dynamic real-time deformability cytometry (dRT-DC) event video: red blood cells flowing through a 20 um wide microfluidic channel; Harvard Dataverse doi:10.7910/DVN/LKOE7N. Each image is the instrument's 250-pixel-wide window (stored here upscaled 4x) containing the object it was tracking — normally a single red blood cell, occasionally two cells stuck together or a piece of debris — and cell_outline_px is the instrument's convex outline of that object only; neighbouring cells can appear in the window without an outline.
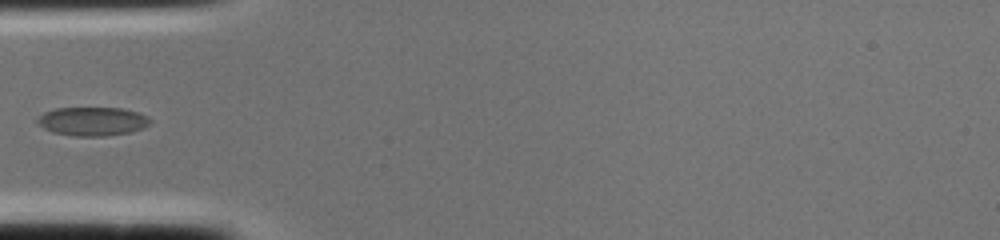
{"species": "common noctule bat (a hibernating species)", "species_latin": "Nyctalus noctula", "temperature_condition": "cold", "stored_images_in_passage": 2, "camera_frame_rate_fps": 3000, "um_per_image_px": 0.085, "animal": {"sex": "female", "body_mass_g": 22.0, "forearm_length_mm": 56.7}, "frame": {"image": 1, "passage_image": 2, "time_ms": 0.333, "image_size_px": [1000, 240], "cell_outline_px": [[152, 120], [144, 128], [132, 132], [104, 136], [76, 136], [52, 132], [44, 128], [36, 120], [44, 112], [56, 108], [120, 108], [140, 112], [148, 116]], "centroid_in_image_um": [7.91, 10.31], "position_along_channel_um": 77.1, "area_um2": 18.9}}